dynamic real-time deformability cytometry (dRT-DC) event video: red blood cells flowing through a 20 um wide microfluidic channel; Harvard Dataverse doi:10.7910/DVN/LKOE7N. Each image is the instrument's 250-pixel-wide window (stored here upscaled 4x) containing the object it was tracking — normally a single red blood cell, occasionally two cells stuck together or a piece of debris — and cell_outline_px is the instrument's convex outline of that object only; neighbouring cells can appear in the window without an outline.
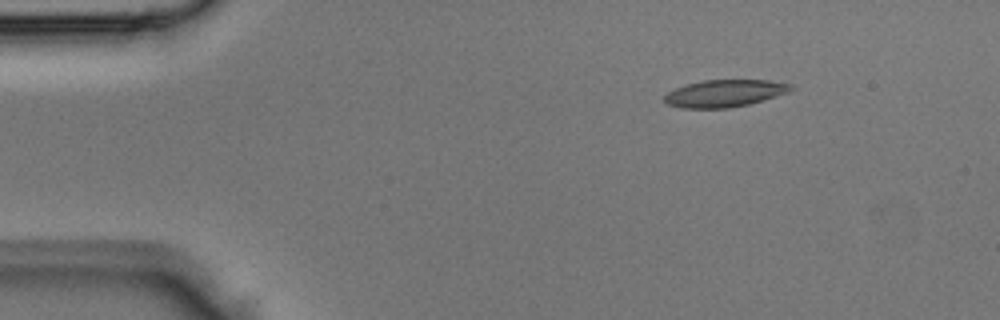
{"species": "Egyptian fruit bat (a non-hibernating species)", "species_latin": "Rousettus aegyptiacus", "temperature_condition": "room temperature", "stored_images_in_passage": 4, "segment_of_instrument_passage": [2, 2], "camera_frame_rate_fps": 3000, "um_per_image_px": 0.085, "animal": {"sex": "male"}, "frame": {"image": 1, "passage_image": 4, "time_ms": 1.0, "image_size_px": [1000, 320], "cell_outline_px": [[796, 88], [788, 92], [748, 104], [728, 108], [680, 108], [668, 104], [664, 100], [664, 96], [668, 92], [676, 88], [688, 84], [704, 80], [768, 80], [792, 84]], "centroid_in_image_um": [61.6, 7.93], "position_along_channel_um": 23.4, "area_um2": 19.88}}